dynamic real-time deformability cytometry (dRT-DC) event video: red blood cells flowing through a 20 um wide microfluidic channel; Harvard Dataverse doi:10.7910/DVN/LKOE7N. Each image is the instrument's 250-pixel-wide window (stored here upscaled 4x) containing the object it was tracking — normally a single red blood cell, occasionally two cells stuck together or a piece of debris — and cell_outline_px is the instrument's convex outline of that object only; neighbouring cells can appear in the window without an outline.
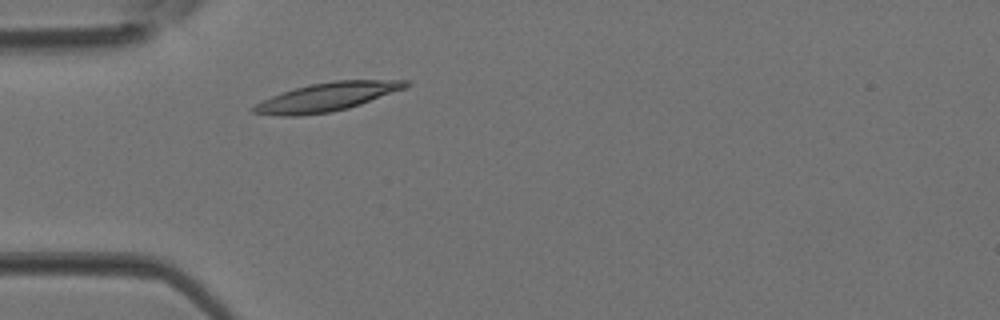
{"species": "Egyptian fruit bat (a non-hibernating species)", "species_latin": "Rousettus aegyptiacus", "temperature_condition": "room temperature", "stored_images_in_passage": 2, "camera_frame_rate_fps": 3000, "um_per_image_px": 0.085, "animal": {"sex": "female"}, "frame": {"image": 1, "passage_image": 2, "time_ms": 0.333, "image_size_px": [1000, 320], "cell_outline_px": [[412, 84], [404, 88], [360, 104], [348, 108], [332, 112], [300, 116], [280, 116], [252, 112], [252, 108], [256, 104], [280, 92], [312, 84], [332, 80], [408, 80]], "centroid_in_image_um": [27.79, 8.24], "position_along_channel_um": 57.2, "area_um2": 25.03}}